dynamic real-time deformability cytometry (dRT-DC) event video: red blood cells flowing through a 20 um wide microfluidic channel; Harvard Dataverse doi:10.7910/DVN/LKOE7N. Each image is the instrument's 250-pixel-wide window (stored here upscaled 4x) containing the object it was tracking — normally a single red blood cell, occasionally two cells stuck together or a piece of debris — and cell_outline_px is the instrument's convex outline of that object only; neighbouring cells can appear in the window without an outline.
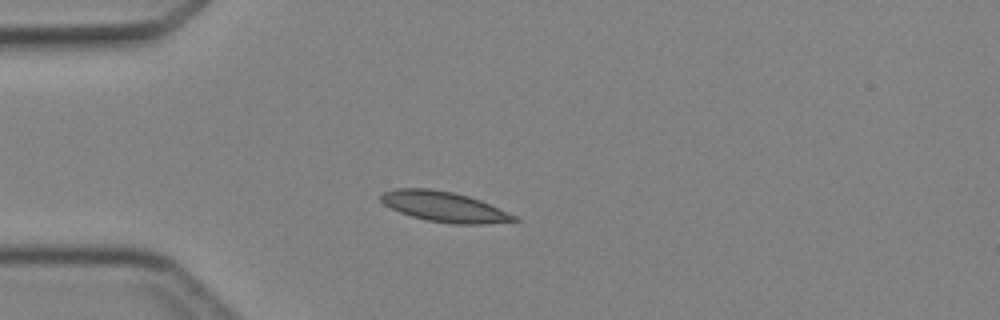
{"species": "Egyptian fruit bat (a non-hibernating species)", "species_latin": "Rousettus aegyptiacus", "temperature_condition": "cold", "stored_images_in_passage": 5, "camera_frame_rate_fps": 3000, "um_per_image_px": 0.085, "animal": {"sex": "female"}, "frame": {"image": 1, "passage_image": 4, "time_ms": 4.667, "image_size_px": [1000, 320], "cell_outline_px": [[520, 220], [480, 224], [456, 224], [428, 220], [412, 216], [400, 212], [384, 204], [380, 200], [380, 196], [384, 192], [396, 188], [432, 188], [452, 192], [468, 196], [480, 200], [508, 212], [516, 216]], "centroid_in_image_um": [37.74, 17.56], "position_along_channel_um": 47.3, "area_um2": 23.18}}